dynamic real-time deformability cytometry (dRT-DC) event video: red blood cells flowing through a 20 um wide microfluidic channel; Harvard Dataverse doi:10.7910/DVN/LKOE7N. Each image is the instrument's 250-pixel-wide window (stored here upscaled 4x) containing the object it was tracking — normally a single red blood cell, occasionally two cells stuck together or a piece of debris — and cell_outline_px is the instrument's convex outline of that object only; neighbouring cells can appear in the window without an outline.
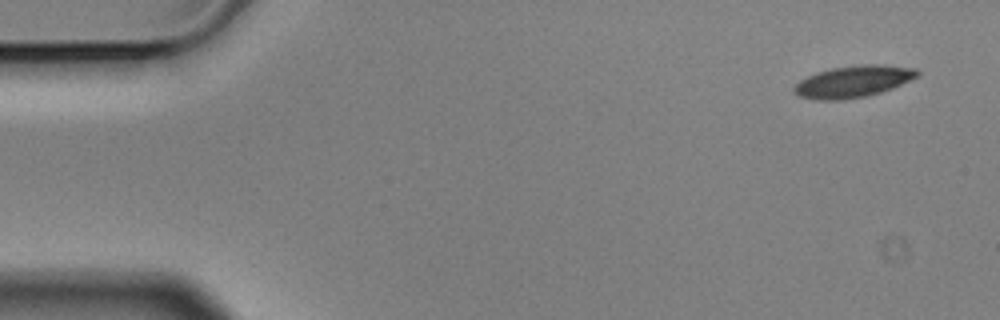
{"species": "Egyptian fruit bat (a non-hibernating species)", "species_latin": "Rousettus aegyptiacus", "temperature_condition": "cold", "stored_images_in_passage": 3, "camera_frame_rate_fps": 3000, "um_per_image_px": 0.085, "animal": {"sex": "male"}, "frame": {"image": 1, "passage_image": 1, "time_ms": 0.0, "image_size_px": [1000, 320], "cell_outline_px": [[920, 76], [892, 88], [880, 92], [864, 96], [840, 100], [816, 100], [800, 96], [792, 92], [792, 88], [800, 80], [816, 72], [832, 68], [860, 64], [884, 64], [916, 68], [920, 72]], "centroid_in_image_um": [72.54, 6.91], "position_along_channel_um": 12.5, "area_um2": 22.89}}